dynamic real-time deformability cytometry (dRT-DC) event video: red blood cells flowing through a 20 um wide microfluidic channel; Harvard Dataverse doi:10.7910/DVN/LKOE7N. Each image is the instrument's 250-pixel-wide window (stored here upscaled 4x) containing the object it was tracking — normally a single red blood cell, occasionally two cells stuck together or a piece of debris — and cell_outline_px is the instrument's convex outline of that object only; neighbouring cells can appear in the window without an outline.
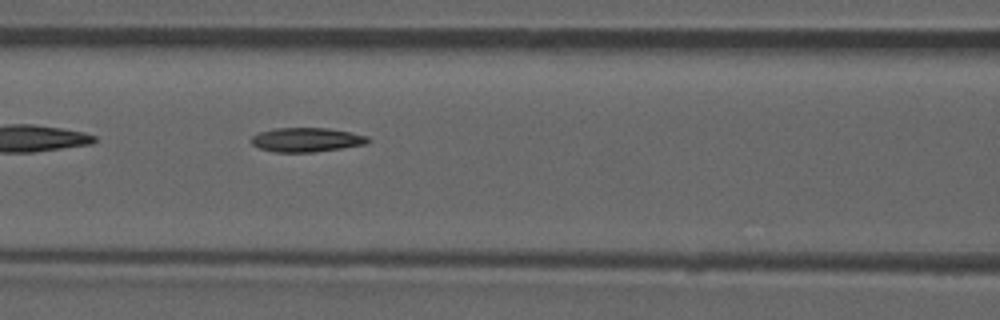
{"species": "common noctule bat (a hibernating species)", "species_latin": "Nyctalus noctula", "temperature_condition": "room temperature", "stored_images_in_passage": 8, "camera_frame_rate_fps": 3000, "um_per_image_px": 0.085, "animal": {"sex": "male", "forearm_length_mm": 52.5}, "frame": {"image": 1, "passage_image": 8, "time_ms": 9.0, "image_size_px": [1000, 320], "cell_outline_px": [[372, 140], [364, 144], [316, 152], [276, 152], [260, 148], [252, 144], [252, 136], [260, 132], [272, 128], [328, 128], [352, 132], [368, 136]], "centroid_in_image_um": [26.07, 11.87], "position_along_channel_um": 140.5, "area_um2": 16.42}}